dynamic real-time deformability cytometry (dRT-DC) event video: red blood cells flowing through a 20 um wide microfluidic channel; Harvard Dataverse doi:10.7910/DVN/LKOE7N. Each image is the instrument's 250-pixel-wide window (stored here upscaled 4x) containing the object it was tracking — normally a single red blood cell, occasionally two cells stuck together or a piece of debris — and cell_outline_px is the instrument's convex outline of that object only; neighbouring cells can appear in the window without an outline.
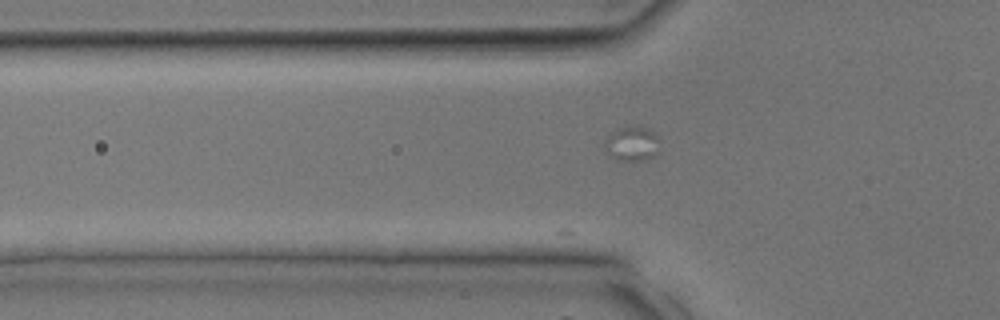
{"species": "common noctule bat (a hibernating species)", "species_latin": "Nyctalus noctula", "temperature_condition": "room temperature", "stored_images_in_passage": 9, "camera_frame_rate_fps": 3000, "um_per_image_px": 0.085, "animal": {"sex": "male", "body_mass_g": 17.9, "forearm_length_mm": 54.2}, "frame": {"image": 1, "passage_image": 2, "time_ms": 0.333, "image_size_px": [1000, 320], "cell_outline_px": [[660, 152], [648, 160], [616, 160], [604, 148], [604, 144], [608, 136], [616, 128], [628, 124], [648, 128], [660, 140]], "centroid_in_image_um": [53.76, 12.19], "position_along_channel_um": 72.0, "area_um2": 11.44}}